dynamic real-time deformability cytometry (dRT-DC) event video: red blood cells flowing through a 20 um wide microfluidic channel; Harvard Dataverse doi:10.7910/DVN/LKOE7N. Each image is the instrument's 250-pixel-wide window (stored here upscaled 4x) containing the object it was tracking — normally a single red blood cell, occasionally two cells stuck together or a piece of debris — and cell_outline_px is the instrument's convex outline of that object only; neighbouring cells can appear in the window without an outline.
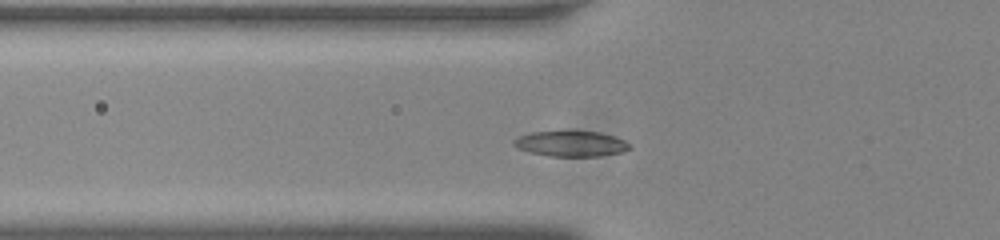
{"species": "common noctule bat (a hibernating species)", "species_latin": "Nyctalus noctula", "temperature_condition": "room temperature", "stored_images_in_passage": 37, "camera_frame_rate_fps": 3000, "um_per_image_px": 0.085, "animal": {"sex": "male", "body_mass_g": 20.0, "forearm_length_mm": 53.3}, "frame": {"image": 1, "passage_image": 2, "time_ms": 0.333, "image_size_px": [1000, 240], "cell_outline_px": [[632, 148], [624, 152], [600, 156], [548, 156], [528, 152], [516, 148], [512, 144], [512, 140], [516, 136], [532, 132], [600, 132], [624, 140], [632, 144]], "centroid_in_image_um": [48.51, 12.23], "position_along_channel_um": 77.3, "area_um2": 17.34}}
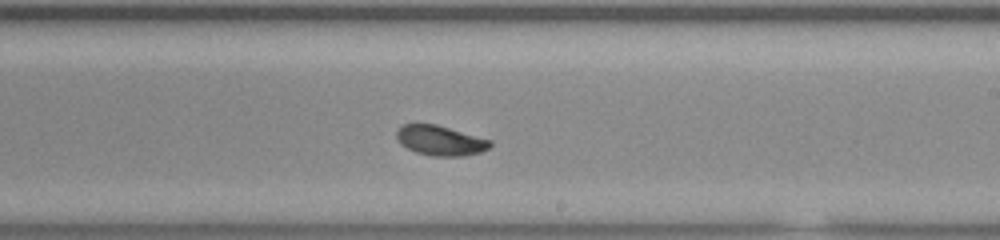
{"frame": {"image": 2, "passage_image": 16, "time_ms": 5.0, "image_size_px": [1000, 240], "cell_outline_px": [[492, 144], [488, 148], [480, 152], [464, 156], [432, 156], [416, 152], [400, 144], [396, 140], [396, 132], [404, 124], [436, 124], [492, 140]], "centroid_in_image_um": [37.42, 11.95], "position_along_channel_um": 251.6, "area_um2": 16.3}}
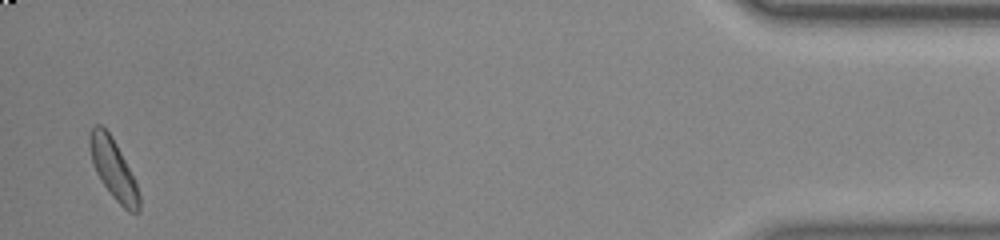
{"frame": {"image": 3, "passage_image": 36, "time_ms": 11.667, "image_size_px": [1000, 240], "cell_outline_px": [[140, 212], [128, 212], [112, 196], [100, 180], [96, 172], [92, 160], [88, 144], [88, 136], [92, 128], [96, 124], [100, 124], [112, 136], [136, 184], [140, 196]], "centroid_in_image_um": [9.62, 14.37], "position_along_channel_um": 425.6, "area_um2": 16.99}, "authors_computed_cell_mechanics": {"area_um2": 16.7042, "velocity_mm_per_s": 3.7374, "shape_relaxation_time_tau1_ms": 2.6282, "shape_relaxation_time_tau2_ms": 2.14, "deformation_change_tau1": 0.0972, "deformation_change_tau2": 0.0625}}